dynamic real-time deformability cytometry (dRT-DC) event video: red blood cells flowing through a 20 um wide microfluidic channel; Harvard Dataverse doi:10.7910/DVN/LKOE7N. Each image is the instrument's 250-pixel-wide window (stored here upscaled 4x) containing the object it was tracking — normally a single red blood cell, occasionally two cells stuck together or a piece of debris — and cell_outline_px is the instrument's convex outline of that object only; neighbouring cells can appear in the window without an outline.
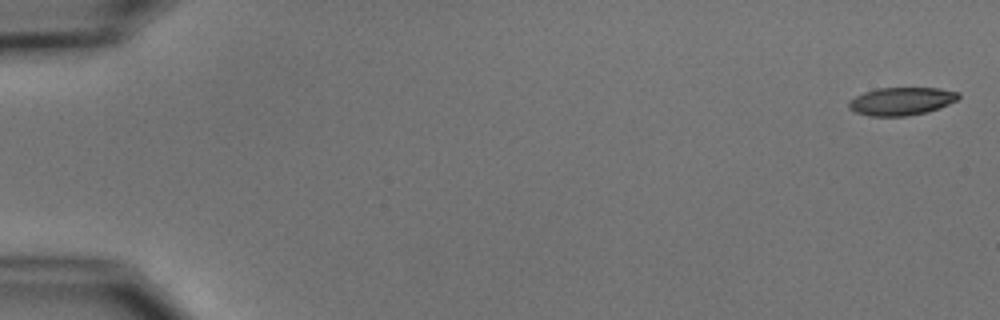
{"species": "common noctule bat (a hibernating species)", "species_latin": "Nyctalus noctula", "temperature_condition": "cold", "stored_images_in_passage": 5, "camera_frame_rate_fps": 3000, "um_per_image_px": 0.085, "animal": {"sex": "male", "body_mass_g": 15.6}, "frame": {"image": 1, "passage_image": 1, "time_ms": 0.0, "image_size_px": [1000, 320], "cell_outline_px": [[960, 96], [956, 100], [948, 104], [928, 112], [904, 116], [868, 116], [856, 112], [848, 108], [848, 100], [864, 92], [876, 88], [940, 88], [960, 92]], "centroid_in_image_um": [76.6, 8.6], "position_along_channel_um": 8.4, "area_um2": 17.92}}
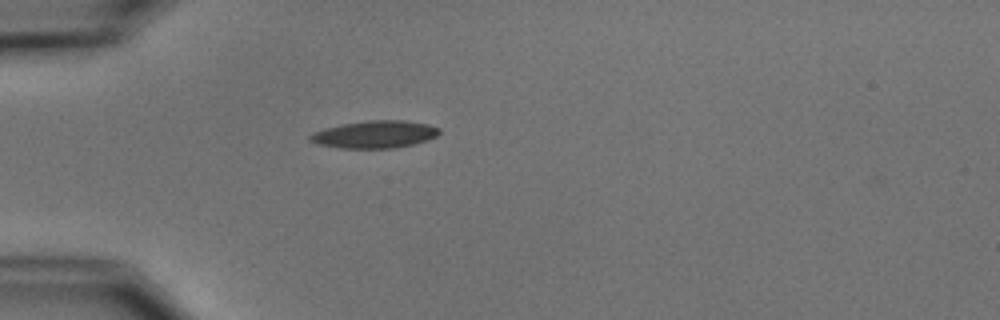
{"frame": {"image": 2, "passage_image": 5, "time_ms": 5.0, "image_size_px": [1000, 320], "cell_outline_px": [[440, 132], [436, 136], [428, 140], [396, 148], [340, 148], [316, 144], [308, 140], [308, 136], [312, 132], [324, 128], [344, 124], [368, 120], [404, 120], [428, 124], [440, 128]], "centroid_in_image_um": [31.83, 11.42], "position_along_channel_um": 53.2, "area_um2": 20.75}}